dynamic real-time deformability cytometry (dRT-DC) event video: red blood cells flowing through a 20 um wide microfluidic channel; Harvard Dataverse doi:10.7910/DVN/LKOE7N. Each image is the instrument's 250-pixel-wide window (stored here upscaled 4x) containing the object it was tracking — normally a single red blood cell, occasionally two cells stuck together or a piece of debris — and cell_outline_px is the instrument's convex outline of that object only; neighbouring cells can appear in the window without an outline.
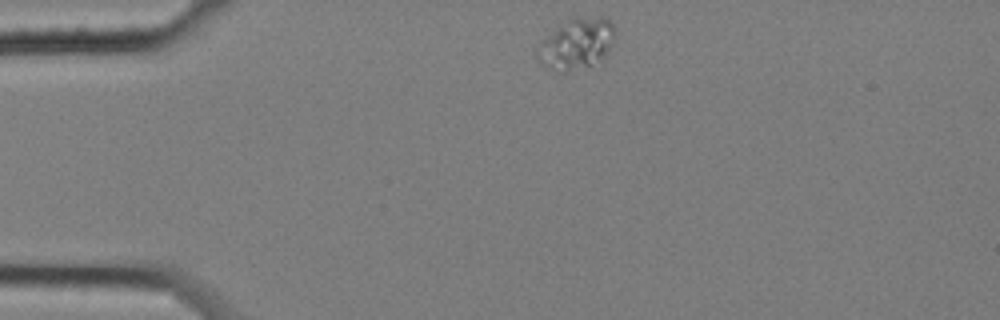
{"species": "common noctule bat (a hibernating species)", "species_latin": "Nyctalus noctula", "temperature_condition": "cold", "stored_images_in_passage": 4, "camera_frame_rate_fps": 3000, "um_per_image_px": 0.085, "animal": {"sex": "female", "body_mass_g": 25.1}, "frame": {"image": 1, "passage_image": 1, "time_ms": 0.0, "image_size_px": [1000, 320], "cell_outline_px": [[616, 36], [608, 52], [604, 56], [588, 64], [568, 72], [560, 72], [548, 68], [536, 56], [536, 52], [540, 44], [556, 24], [572, 16], [608, 16], [616, 28]], "centroid_in_image_um": [49.03, 3.62], "position_along_channel_um": 36.0, "area_um2": 23.41}}
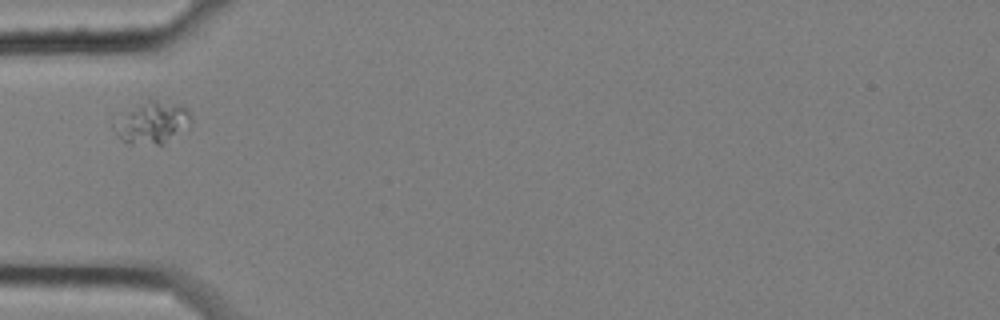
{"frame": {"image": 2, "passage_image": 3, "time_ms": 0.667, "image_size_px": [1000, 320], "cell_outline_px": [[192, 124], [160, 144], [128, 144], [120, 140], [112, 128], [112, 124], [140, 104], [152, 100], [156, 100], [180, 104], [188, 108], [192, 120]], "centroid_in_image_um": [12.96, 10.44], "position_along_channel_um": 72.0, "area_um2": 18.32}}
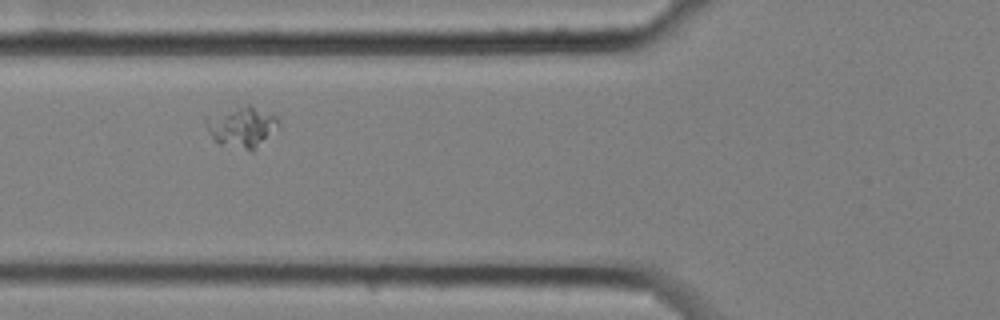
{"frame": {"image": 3, "passage_image": 4, "time_ms": 1.0, "image_size_px": [1000, 320], "cell_outline_px": [[276, 124], [252, 152], [220, 144], [208, 132], [204, 120], [236, 104], [252, 104], [272, 112], [276, 116]], "centroid_in_image_um": [20.51, 10.72], "position_along_channel_um": 105.3, "area_um2": 16.94}}